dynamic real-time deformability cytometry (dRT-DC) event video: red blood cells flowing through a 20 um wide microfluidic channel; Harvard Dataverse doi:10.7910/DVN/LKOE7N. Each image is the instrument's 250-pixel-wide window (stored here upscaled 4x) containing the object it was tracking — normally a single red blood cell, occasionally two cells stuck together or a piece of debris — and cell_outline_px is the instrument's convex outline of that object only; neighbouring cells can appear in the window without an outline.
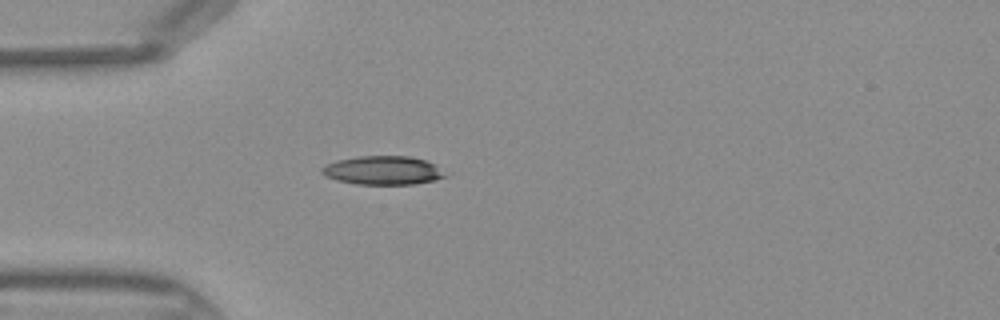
{"species": "Egyptian fruit bat (a non-hibernating species)", "species_latin": "Rousettus aegyptiacus", "temperature_condition": "warm", "stored_images_in_passage": 33, "camera_frame_rate_fps": 3000, "um_per_image_px": 0.085, "frame": {"image": 1, "passage_image": 1, "time_ms": 0.0, "image_size_px": [1000, 320], "cell_outline_px": [[448, 176], [436, 180], [412, 184], [356, 184], [336, 180], [324, 176], [320, 172], [320, 168], [336, 160], [356, 156], [408, 156], [424, 160], [436, 164]], "centroid_in_image_um": [32.53, 14.48], "position_along_channel_um": 52.5, "area_um2": 20.75}}
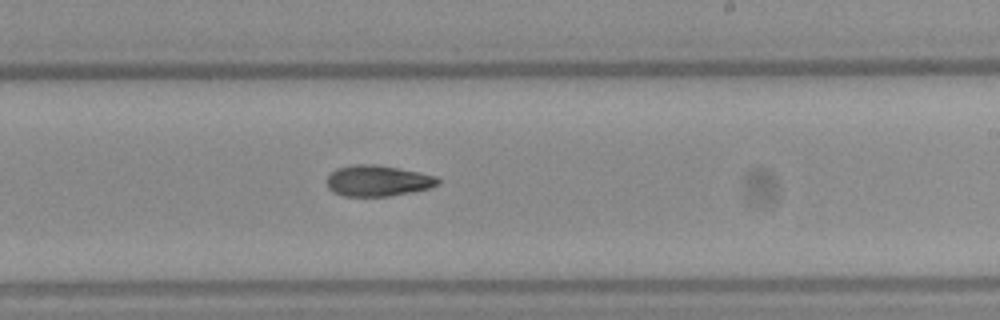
{"frame": {"image": 2, "passage_image": 15, "time_ms": 4.667, "image_size_px": [1000, 320], "cell_outline_px": [[440, 184], [428, 188], [412, 192], [388, 196], [344, 196], [332, 192], [328, 188], [328, 176], [336, 168], [352, 164], [376, 164], [420, 172], [436, 176], [440, 180]], "centroid_in_image_um": [32.11, 15.36], "position_along_channel_um": 256.9, "area_um2": 20.11}}
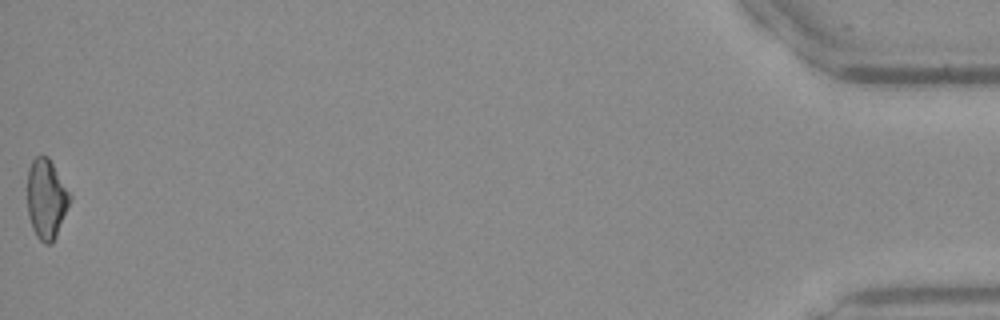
{"frame": {"image": 3, "passage_image": 33, "time_ms": 10.667, "image_size_px": [1000, 320], "cell_outline_px": [[72, 196], [56, 236], [52, 244], [44, 244], [36, 236], [32, 228], [28, 216], [28, 168], [32, 160], [36, 156], [48, 156]], "centroid_in_image_um": [3.93, 16.92], "position_along_channel_um": 431.3, "area_um2": 19.65}}